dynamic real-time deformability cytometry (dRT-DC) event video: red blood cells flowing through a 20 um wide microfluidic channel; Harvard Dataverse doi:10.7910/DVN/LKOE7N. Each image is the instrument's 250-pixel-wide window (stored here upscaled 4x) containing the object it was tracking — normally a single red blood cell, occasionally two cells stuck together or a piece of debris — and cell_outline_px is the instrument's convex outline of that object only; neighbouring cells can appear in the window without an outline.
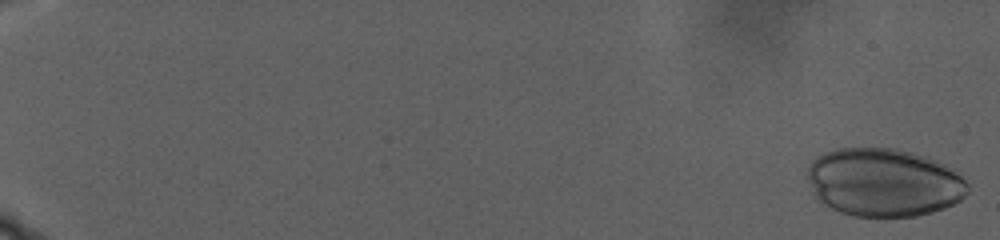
{"species": "human", "species_latin": "Homo sapiens", "temperature_condition": "warm", "stored_images_in_passage": 81, "camera_frame_rate_fps": 3000, "um_per_image_px": 0.085, "donor": {"sex": "male"}, "frame": {"image": 1, "passage_image": 2, "time_ms": 0.333, "image_size_px": [1000, 240], "cell_outline_px": [[968, 192], [960, 200], [944, 208], [932, 212], [916, 216], [852, 216], [840, 212], [816, 200], [808, 180], [808, 168], [812, 160], [824, 152], [836, 148], [892, 148], [912, 152], [936, 160], [956, 168], [968, 184]], "centroid_in_image_um": [75.13, 15.5], "position_along_channel_um": 9.9, "area_um2": 64.16}}
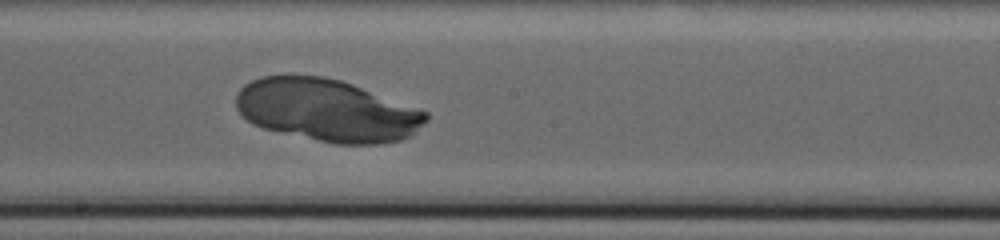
{"frame": {"image": 2, "passage_image": 64, "time_ms": 21.0, "image_size_px": [1000, 240], "cell_outline_px": [[428, 120], [408, 136], [400, 140], [380, 144], [336, 144], [264, 128], [252, 124], [240, 116], [236, 108], [236, 92], [244, 84], [260, 76], [324, 76], [340, 80], [352, 84], [420, 108], [428, 112]], "centroid_in_image_um": [27.77, 9.37], "position_along_channel_um": 220.4, "area_um2": 68.96}}
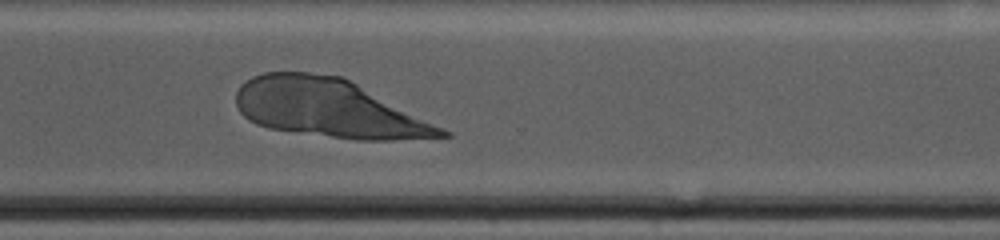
{"frame": {"image": 3, "passage_image": 81, "time_ms": 26.667, "image_size_px": [1000, 240], "cell_outline_px": [[452, 136], [392, 140], [356, 140], [268, 128], [256, 124], [248, 120], [240, 112], [236, 104], [236, 92], [240, 84], [252, 76], [264, 72], [308, 72], [340, 76], [452, 132]], "centroid_in_image_um": [27.89, 9.21], "position_along_channel_um": 342.7, "area_um2": 69.19}}